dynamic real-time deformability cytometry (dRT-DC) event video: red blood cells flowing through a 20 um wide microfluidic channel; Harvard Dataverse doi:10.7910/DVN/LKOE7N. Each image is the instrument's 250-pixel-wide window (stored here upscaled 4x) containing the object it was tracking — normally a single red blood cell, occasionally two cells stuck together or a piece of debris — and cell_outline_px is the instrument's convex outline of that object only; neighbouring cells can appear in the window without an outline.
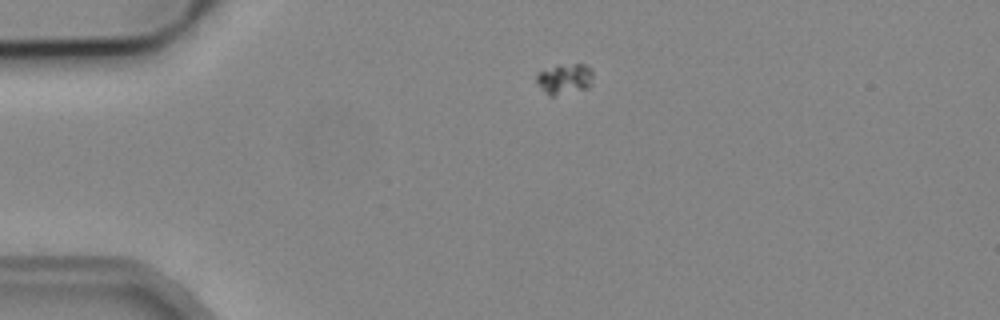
{"species": "common noctule bat (a hibernating species)", "species_latin": "Nyctalus noctula", "temperature_condition": "cold", "stored_images_in_passage": 2, "camera_frame_rate_fps": 3000, "um_per_image_px": 0.085, "animal": {"sex": "male", "body_mass_g": 19.2, "forearm_length_mm": 51.8}, "frame": {"image": 1, "passage_image": 1, "time_ms": 0.0, "image_size_px": [1000, 320], "cell_outline_px": [[592, 84], [588, 88], [556, 96], [548, 96], [544, 92], [536, 80], [536, 72], [560, 64], [584, 64], [592, 68]], "centroid_in_image_um": [47.99, 6.71], "position_along_channel_um": 37.0, "area_um2": 10.29}}